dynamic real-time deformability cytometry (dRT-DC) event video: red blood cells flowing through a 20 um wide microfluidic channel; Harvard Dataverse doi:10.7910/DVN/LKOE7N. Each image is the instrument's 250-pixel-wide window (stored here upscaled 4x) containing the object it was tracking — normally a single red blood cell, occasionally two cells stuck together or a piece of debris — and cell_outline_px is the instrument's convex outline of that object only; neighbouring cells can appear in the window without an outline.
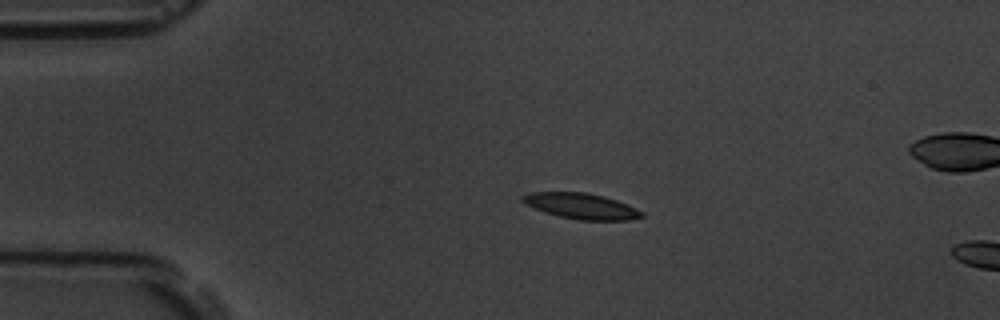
{"species": "common noctule bat (a hibernating species)", "species_latin": "Nyctalus noctula", "temperature_condition": "room temperature", "stored_images_in_passage": 3, "camera_frame_rate_fps": 3000, "um_per_image_px": 0.085, "animal": {"sex": "male", "body_mass_g": 19.5, "forearm_length_mm": 54.6}, "frame": {"image": 1, "passage_image": 2, "time_ms": 2.0, "image_size_px": [1000, 320], "cell_outline_px": [[644, 216], [628, 220], [580, 220], [560, 216], [544, 212], [520, 200], [520, 196], [528, 192], [588, 192], [604, 196], [628, 204], [644, 212]], "centroid_in_image_um": [49.42, 17.5], "position_along_channel_um": 35.6, "area_um2": 17.86}}